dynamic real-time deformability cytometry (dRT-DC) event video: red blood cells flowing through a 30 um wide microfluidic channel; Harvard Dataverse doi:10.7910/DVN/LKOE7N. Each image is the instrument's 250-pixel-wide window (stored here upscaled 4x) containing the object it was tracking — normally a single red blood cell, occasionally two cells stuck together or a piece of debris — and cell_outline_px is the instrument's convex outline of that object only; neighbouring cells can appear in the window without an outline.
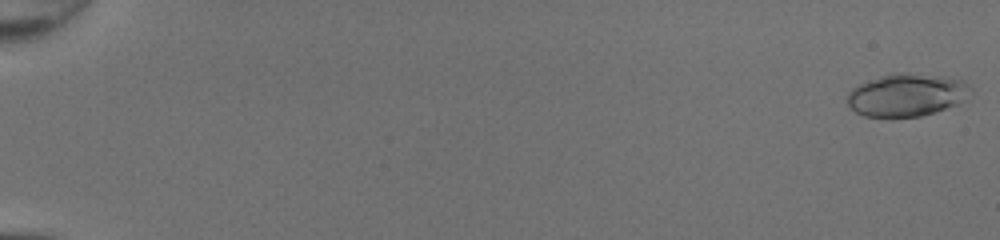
{"species": "common noctule bat (a hibernating species)", "species_latin": "Nyctalus noctula", "temperature_condition": "room temperature", "stored_images_in_passage": 50, "camera_frame_rate_fps": 3000, "um_per_image_px": 0.085, "animal": {"sex": "female", "body_mass_g": 20.0, "forearm_length_mm": 54.0}, "frame": {"image": 1, "passage_image": 1, "time_ms": 0.0, "image_size_px": [1000, 240], "cell_outline_px": [[972, 92], [956, 104], [920, 116], [864, 116], [856, 112], [848, 104], [848, 92], [852, 88], [860, 84], [880, 76], [892, 72], [904, 72], [948, 76], [964, 80], [972, 88]], "centroid_in_image_um": [77.09, 8.03], "position_along_channel_um": 7.9, "area_um2": 30.52}}
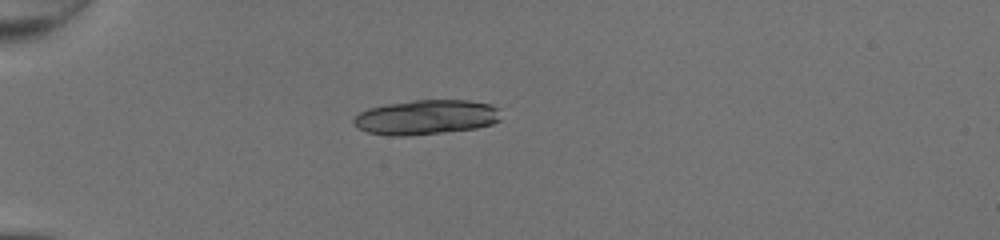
{"frame": {"image": 2, "passage_image": 16, "time_ms": 5.0, "image_size_px": [1000, 240], "cell_outline_px": [[500, 120], [492, 124], [476, 128], [408, 136], [392, 136], [368, 132], [360, 128], [352, 120], [360, 112], [368, 108], [388, 104], [412, 100], [468, 100], [492, 104], [496, 108]], "centroid_in_image_um": [36.22, 9.96], "position_along_channel_um": 48.8, "area_um2": 29.54}}
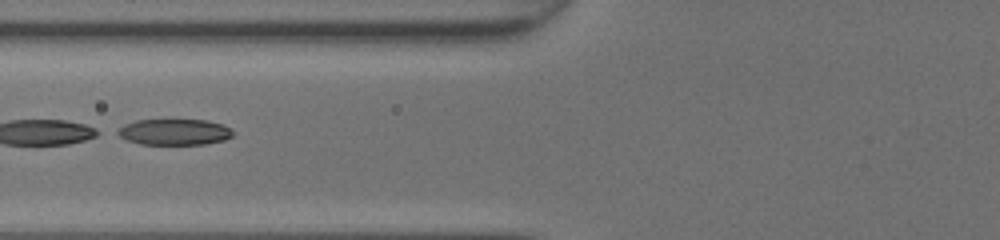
{"frame": {"image": 3, "passage_image": 23, "time_ms": 7.333, "image_size_px": [1000, 240], "cell_outline_px": [[232, 136], [224, 140], [204, 144], [140, 144], [128, 140], [112, 132], [124, 124], [136, 120], [172, 116], [208, 120], [224, 124], [232, 132]], "centroid_in_image_um": [14.77, 11.15], "position_along_channel_um": 111.0, "area_um2": 18.55}, "authors_computed_cell_mechanics": {"area_um2": 28.4087, "velocity_mm_per_s": 4.3393, "shape_relaxation_time_tau1_ms": 1.4819, "shape_relaxation_time_tau2_ms": 2.3478, "deformation_change_tau1": 0.3145, "deformation_change_tau2": 0.0629}}